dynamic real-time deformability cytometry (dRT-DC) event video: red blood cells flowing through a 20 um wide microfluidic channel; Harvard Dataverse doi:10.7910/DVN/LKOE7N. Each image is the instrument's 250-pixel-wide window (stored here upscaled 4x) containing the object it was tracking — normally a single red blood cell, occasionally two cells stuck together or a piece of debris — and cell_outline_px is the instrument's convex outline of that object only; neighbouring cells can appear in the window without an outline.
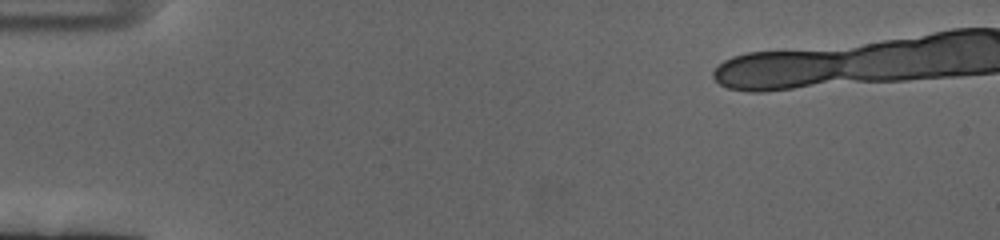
{"species": "human", "species_latin": "Homo sapiens", "temperature_condition": "cold", "stored_images_in_passage": 15, "camera_frame_rate_fps": 3000, "um_per_image_px": 0.085, "donor": {"sex": "female"}, "frame": {"image": 1, "passage_image": 1, "time_ms": 0.0, "image_size_px": [1000, 240], "cell_outline_px": [[840, 56], [832, 72], [828, 76], [816, 80], [800, 84], [784, 84], [716, 72], [724, 64], [732, 60], [744, 56], [760, 52], [816, 52]], "centroid_in_image_um": [66.51, 5.67], "position_along_channel_um": 18.5, "area_um2": 20.92}}